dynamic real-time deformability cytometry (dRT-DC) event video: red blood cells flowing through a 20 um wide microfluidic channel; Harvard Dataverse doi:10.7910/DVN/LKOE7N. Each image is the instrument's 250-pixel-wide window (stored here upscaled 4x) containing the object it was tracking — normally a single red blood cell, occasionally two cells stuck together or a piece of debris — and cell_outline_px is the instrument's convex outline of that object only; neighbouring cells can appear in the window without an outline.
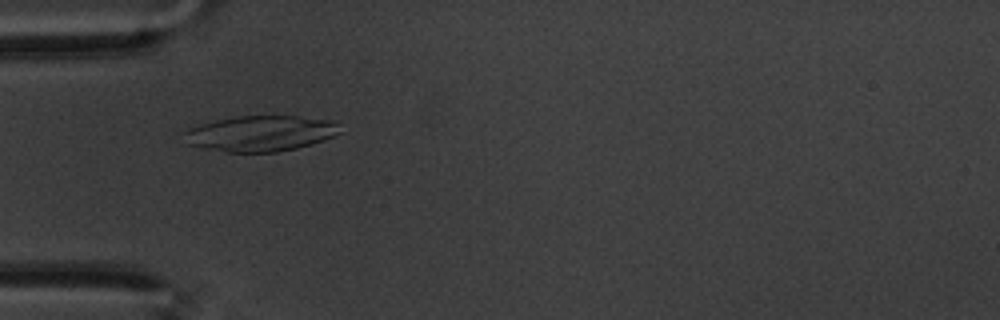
{"species": "common noctule bat (a hibernating species)", "species_latin": "Nyctalus noctula", "temperature_condition": "warm", "stored_images_in_passage": 58, "camera_frame_rate_fps": 3000, "um_per_image_px": 0.085, "animal": {"sex": "male", "body_mass_g": 20.1, "forearm_length_mm": 53.5}, "frame": {"image": 1, "passage_image": 18, "time_ms": 5.667, "image_size_px": [1000, 320], "cell_outline_px": [[340, 132], [324, 140], [312, 144], [296, 148], [276, 152], [228, 152], [204, 148], [188, 144], [184, 132], [188, 128], [200, 124], [216, 120], [236, 116], [296, 116], [332, 120], [336, 124]], "centroid_in_image_um": [22.13, 11.34], "position_along_channel_um": 62.9, "area_um2": 32.14}}
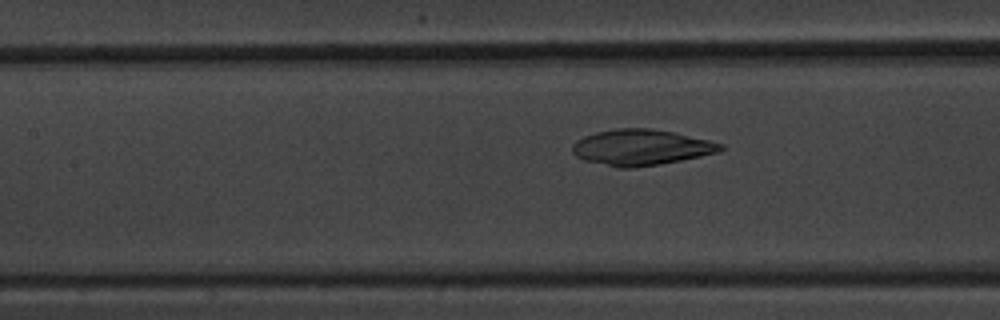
{"frame": {"image": 2, "passage_image": 26, "time_ms": 8.333, "image_size_px": [1000, 320], "cell_outline_px": [[724, 148], [720, 152], [660, 164], [632, 168], [616, 168], [584, 160], [576, 156], [572, 152], [572, 144], [576, 140], [584, 136], [596, 132], [616, 128], [652, 128], [672, 132], [708, 140], [724, 144]], "centroid_in_image_um": [54.46, 12.53], "position_along_channel_um": 152.9, "area_um2": 30.98}}
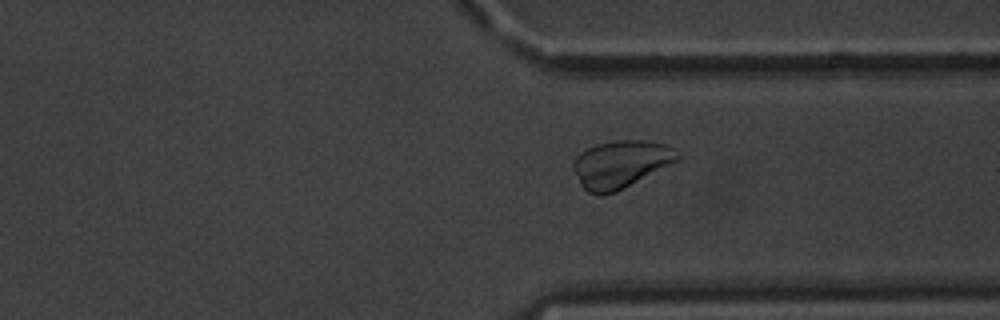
{"frame": {"image": 3, "passage_image": 44, "time_ms": 14.333, "image_size_px": [1000, 320], "cell_outline_px": [[680, 160], [616, 192], [588, 192], [580, 184], [572, 168], [572, 160], [580, 152], [596, 144], [616, 140], [644, 140], [668, 144], [680, 156]], "centroid_in_image_um": [52.77, 13.92], "position_along_channel_um": 358.6, "area_um2": 28.67}}